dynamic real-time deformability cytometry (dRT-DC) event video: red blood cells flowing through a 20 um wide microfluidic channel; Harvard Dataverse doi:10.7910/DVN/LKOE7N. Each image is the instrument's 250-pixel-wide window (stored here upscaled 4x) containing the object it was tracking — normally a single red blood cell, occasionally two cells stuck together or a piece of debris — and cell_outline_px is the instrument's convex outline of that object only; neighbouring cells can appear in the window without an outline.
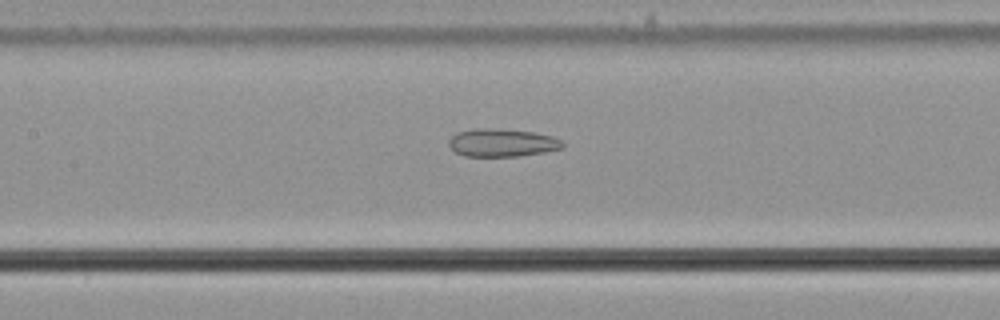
{"species": "common noctule bat (a hibernating species)", "species_latin": "Nyctalus noctula", "temperature_condition": "cold", "stored_images_in_passage": 55, "camera_frame_rate_fps": 3000, "um_per_image_px": 0.085, "animal": {"sex": "male", "body_mass_g": 21.5, "forearm_length_mm": 52.0}, "frame": {"image": 1, "passage_image": 26, "time_ms": 8.333, "image_size_px": [1000, 320], "cell_outline_px": [[564, 148], [544, 152], [520, 156], [464, 156], [456, 152], [448, 144], [448, 140], [456, 132], [476, 128], [496, 128], [532, 132], [552, 136], [560, 140], [564, 144]], "centroid_in_image_um": [42.66, 12.13], "position_along_channel_um": 164.7, "area_um2": 18.55}}
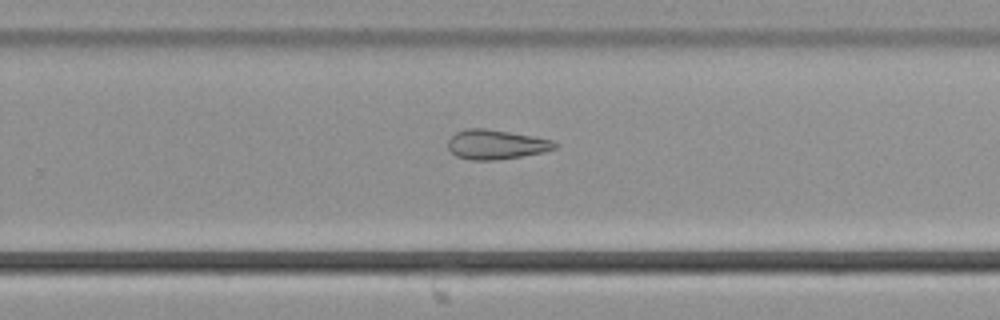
{"frame": {"image": 2, "passage_image": 36, "time_ms": 11.667, "image_size_px": [1000, 320], "cell_outline_px": [[556, 148], [544, 152], [496, 160], [468, 160], [456, 156], [448, 148], [448, 140], [456, 132], [468, 128], [488, 128], [532, 136], [552, 140], [556, 144]], "centroid_in_image_um": [42.13, 12.28], "position_along_channel_um": 287.7, "area_um2": 18.32}}
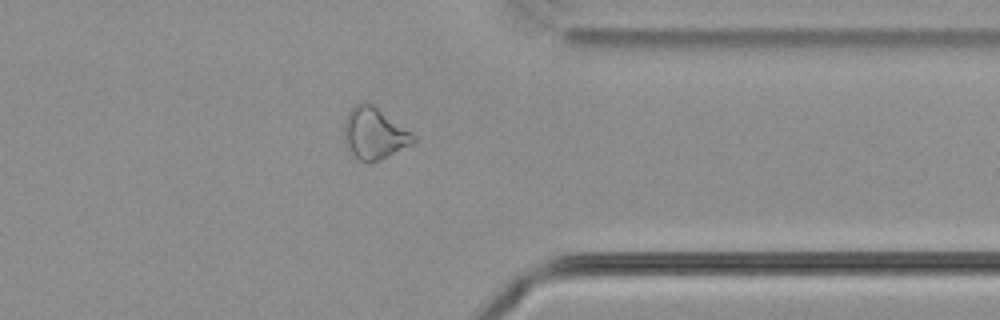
{"frame": {"image": 3, "passage_image": 44, "time_ms": 14.333, "image_size_px": [1000, 320], "cell_outline_px": [[416, 140], [412, 144], [388, 156], [368, 164], [352, 156], [344, 140], [344, 120], [348, 112], [356, 104], [372, 104], [412, 132], [416, 136]], "centroid_in_image_um": [31.8, 11.37], "position_along_channel_um": 379.6, "area_um2": 20.69}}